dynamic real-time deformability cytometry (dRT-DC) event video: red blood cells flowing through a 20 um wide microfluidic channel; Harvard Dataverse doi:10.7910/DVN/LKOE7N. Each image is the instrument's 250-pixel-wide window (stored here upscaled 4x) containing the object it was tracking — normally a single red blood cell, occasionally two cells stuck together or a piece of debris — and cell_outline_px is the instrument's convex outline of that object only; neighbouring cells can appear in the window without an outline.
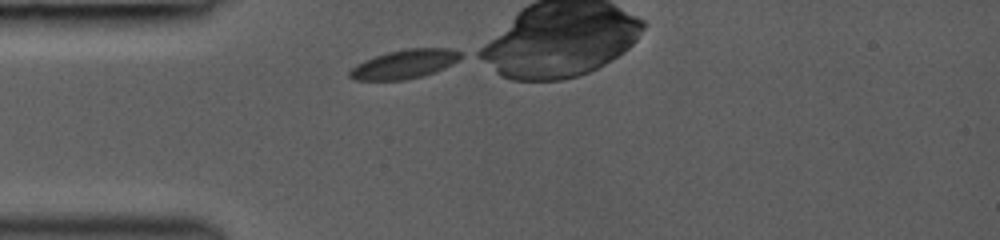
{"species": "common noctule bat (a hibernating species)", "species_latin": "Nyctalus noctula", "temperature_condition": "room temperature", "stored_images_in_passage": 28, "camera_frame_rate_fps": 3000, "um_per_image_px": 0.085, "animal": {"sex": "female", "body_mass_g": 19.0, "forearm_length_mm": 53.3}, "frame": {"image": 1, "passage_image": 1, "time_ms": 0.0, "image_size_px": [1000, 240], "cell_outline_px": [[464, 56], [452, 64], [444, 68], [420, 76], [404, 80], [352, 80], [348, 76], [348, 72], [356, 64], [364, 60], [388, 52], [408, 48], [452, 48], [460, 52]], "centroid_in_image_um": [34.37, 5.44], "position_along_channel_um": 50.6, "area_um2": 18.67}}
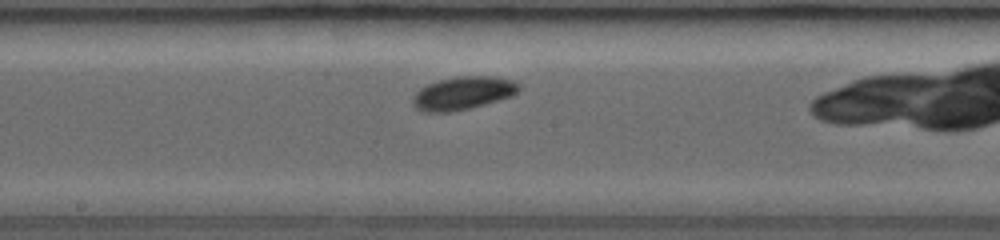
{"frame": {"image": 2, "passage_image": 13, "time_ms": 4.0, "image_size_px": [1000, 240], "cell_outline_px": [[520, 88], [512, 96], [484, 104], [452, 112], [424, 112], [416, 108], [412, 104], [412, 96], [420, 88], [428, 84], [440, 80], [456, 76], [492, 76], [512, 80], [520, 84]], "centroid_in_image_um": [39.33, 7.91], "position_along_channel_um": 208.9, "area_um2": 20.4}}
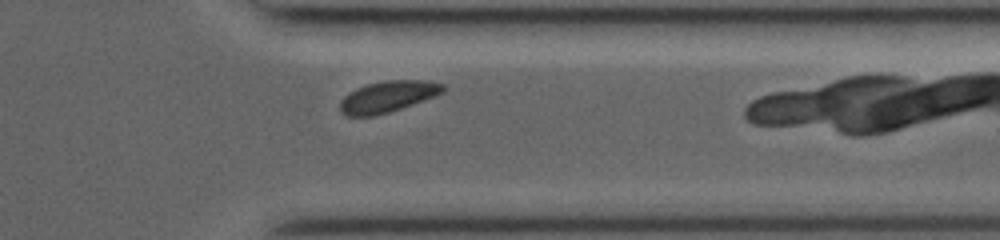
{"frame": {"image": 3, "passage_image": 25, "time_ms": 8.0, "image_size_px": [1000, 240], "cell_outline_px": [[444, 92], [436, 96], [376, 116], [348, 116], [340, 112], [340, 100], [348, 92], [356, 88], [368, 84], [384, 80], [428, 80], [444, 84]], "centroid_in_image_um": [32.95, 8.2], "position_along_channel_um": 378.5, "area_um2": 18.84}}